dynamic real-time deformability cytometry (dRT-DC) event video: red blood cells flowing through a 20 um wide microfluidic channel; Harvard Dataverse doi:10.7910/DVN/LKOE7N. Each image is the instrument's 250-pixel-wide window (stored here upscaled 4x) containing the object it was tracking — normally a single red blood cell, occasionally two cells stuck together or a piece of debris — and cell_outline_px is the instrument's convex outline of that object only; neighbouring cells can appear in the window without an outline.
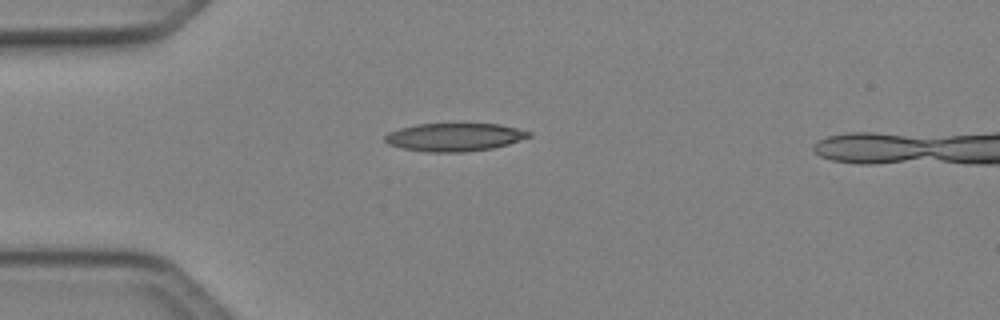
{"species": "Egyptian fruit bat (a non-hibernating species)", "species_latin": "Rousettus aegyptiacus", "temperature_condition": "cold", "stored_images_in_passage": 36, "camera_frame_rate_fps": 3000, "um_per_image_px": 0.085, "animal": {"sex": "female"}, "frame": {"image": 1, "passage_image": 1, "time_ms": 0.0, "image_size_px": [1000, 320], "cell_outline_px": [[532, 136], [508, 144], [492, 148], [464, 152], [428, 152], [400, 148], [388, 144], [384, 140], [384, 136], [388, 132], [400, 128], [416, 124], [500, 124], [532, 132]], "centroid_in_image_um": [38.61, 11.66], "position_along_channel_um": 46.4, "area_um2": 23.58}}
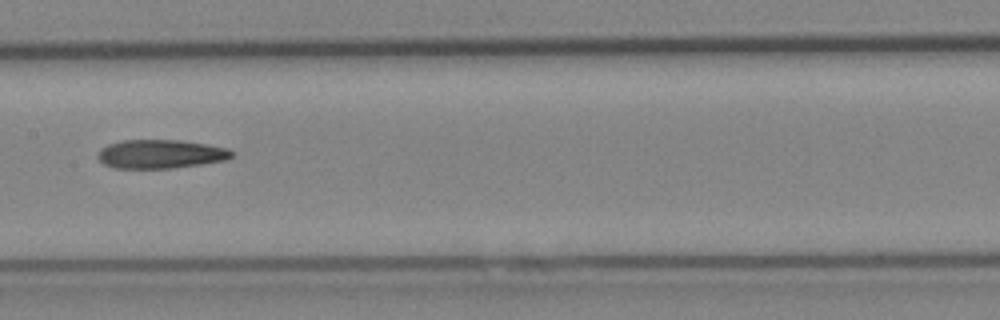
{"frame": {"image": 2, "passage_image": 13, "time_ms": 4.0, "image_size_px": [1000, 320], "cell_outline_px": [[236, 152], [228, 160], [172, 168], [112, 168], [104, 164], [96, 156], [108, 144], [120, 140], [180, 140], [208, 144], [228, 148]], "centroid_in_image_um": [13.69, 13.09], "position_along_channel_um": 193.7, "area_um2": 22.54}}
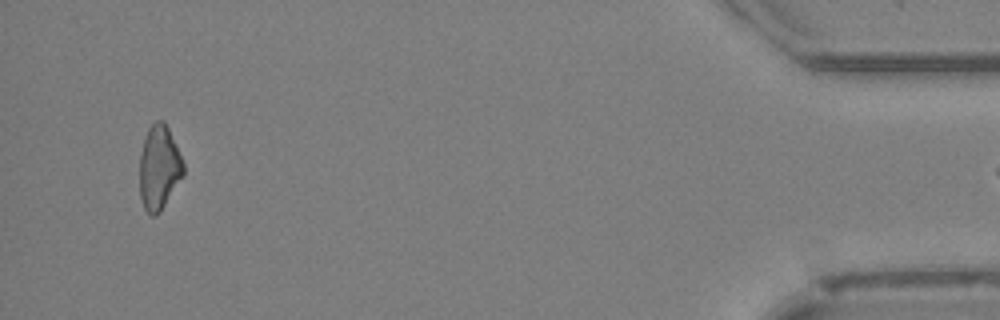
{"frame": {"image": 3, "passage_image": 35, "time_ms": 11.333, "image_size_px": [1000, 320], "cell_outline_px": [[184, 176], [160, 212], [156, 216], [152, 216], [144, 208], [140, 196], [140, 152], [148, 128], [156, 120], [164, 120], [168, 128], [184, 164]], "centroid_in_image_um": [13.52, 14.26], "position_along_channel_um": 421.7, "area_um2": 21.5}}